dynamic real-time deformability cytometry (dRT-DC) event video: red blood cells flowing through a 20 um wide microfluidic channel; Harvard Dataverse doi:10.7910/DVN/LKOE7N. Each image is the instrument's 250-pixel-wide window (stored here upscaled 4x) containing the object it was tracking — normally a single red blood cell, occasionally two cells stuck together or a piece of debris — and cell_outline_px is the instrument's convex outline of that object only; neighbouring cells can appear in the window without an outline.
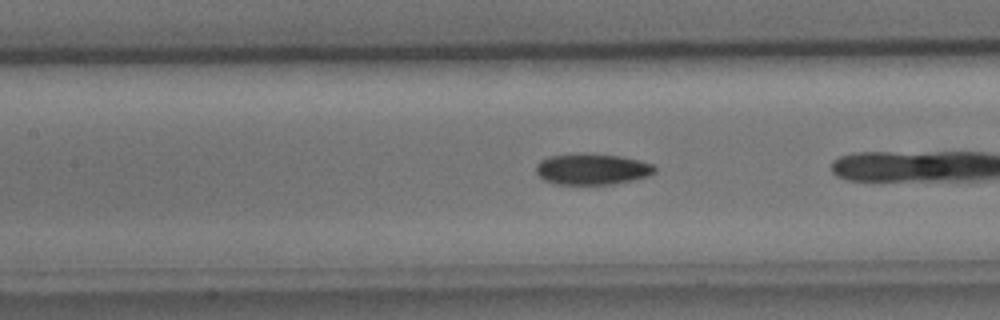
{"species": "common noctule bat (a hibernating species)", "species_latin": "Nyctalus noctula", "temperature_condition": "cold", "stored_images_in_passage": 31, "camera_frame_rate_fps": 3000, "um_per_image_px": 0.085, "animal": {"sex": "male", "body_mass_g": 15.6}, "frame": {"image": 1, "passage_image": 21, "time_ms": 6.667, "image_size_px": [1000, 320], "cell_outline_px": [[656, 172], [648, 176], [632, 180], [612, 184], [556, 184], [544, 180], [536, 172], [536, 164], [540, 160], [548, 156], [584, 152], [620, 156], [640, 160], [652, 164], [656, 168]], "centroid_in_image_um": [50.32, 14.36], "position_along_channel_um": 157.1, "area_um2": 21.73}}
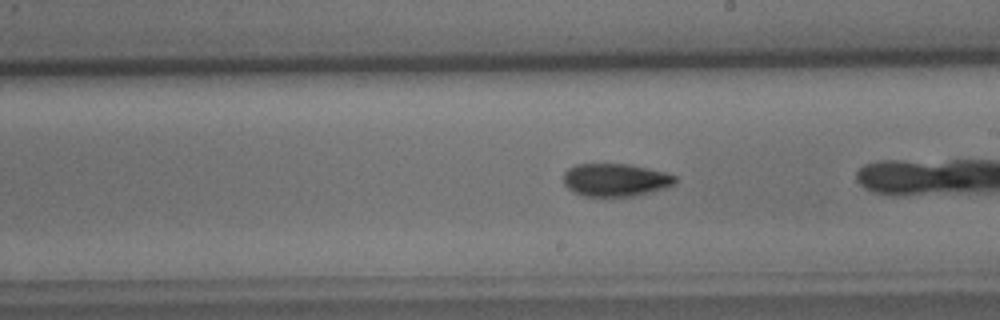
{"frame": {"image": 2, "passage_image": 27, "time_ms": 8.667, "image_size_px": [1000, 320], "cell_outline_px": [[676, 184], [664, 188], [636, 196], [584, 196], [568, 188], [564, 184], [564, 172], [568, 168], [576, 164], [628, 164], [648, 168], [664, 172], [676, 176]], "centroid_in_image_um": [52.32, 15.29], "position_along_channel_um": 236.7, "area_um2": 21.33}}